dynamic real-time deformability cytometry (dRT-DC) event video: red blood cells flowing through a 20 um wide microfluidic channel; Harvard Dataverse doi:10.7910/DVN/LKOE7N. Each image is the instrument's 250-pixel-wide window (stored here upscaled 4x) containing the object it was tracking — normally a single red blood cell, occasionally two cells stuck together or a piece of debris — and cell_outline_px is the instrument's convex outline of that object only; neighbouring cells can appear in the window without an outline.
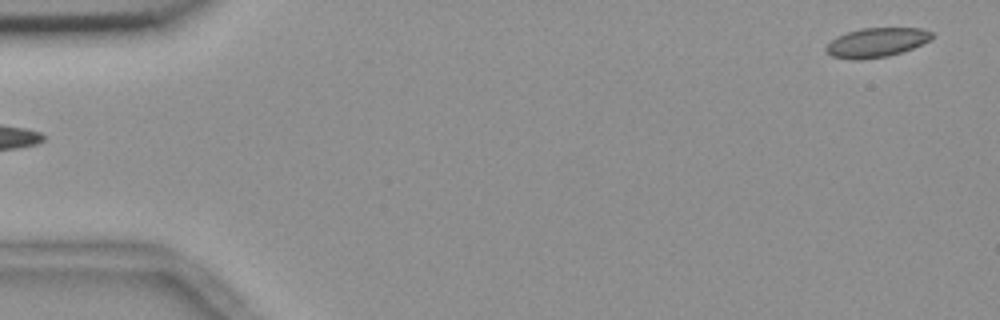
{"species": "common noctule bat (a hibernating species)", "species_latin": "Nyctalus noctula", "temperature_condition": "room temperature", "stored_images_in_passage": 8, "camera_frame_rate_fps": 3000, "um_per_image_px": 0.085, "animal": {"sex": "female", "body_mass_g": 18.4}, "frame": {"image": 1, "passage_image": 1, "time_ms": 0.0, "image_size_px": [1000, 320], "cell_outline_px": [[932, 36], [928, 40], [912, 48], [888, 56], [860, 60], [856, 60], [832, 56], [824, 52], [824, 48], [836, 36], [848, 32], [864, 28], [920, 28], [932, 32]], "centroid_in_image_um": [74.44, 3.61], "position_along_channel_um": 10.6, "area_um2": 17.86}}